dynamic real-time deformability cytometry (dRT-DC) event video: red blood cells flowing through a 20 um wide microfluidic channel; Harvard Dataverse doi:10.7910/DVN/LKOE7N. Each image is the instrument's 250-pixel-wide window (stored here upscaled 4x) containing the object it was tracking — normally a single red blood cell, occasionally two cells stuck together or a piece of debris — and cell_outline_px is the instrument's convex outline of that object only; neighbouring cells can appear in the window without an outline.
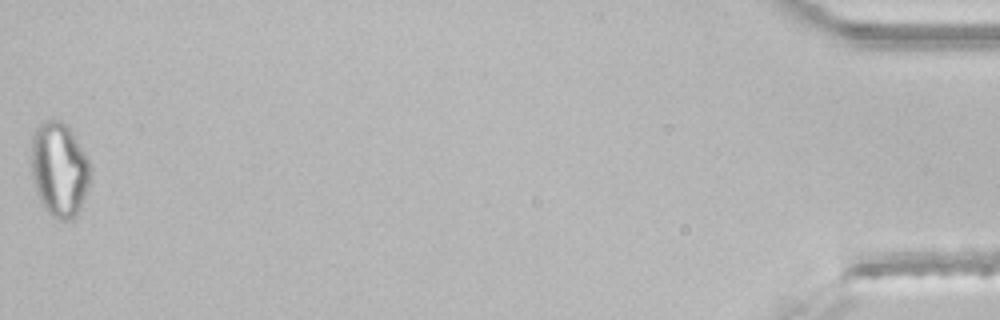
{"species": "common noctule bat (a hibernating species)", "species_latin": "Nyctalus noctula", "temperature_condition": "room temperature", "stored_images_in_passage": 45, "segment_of_instrument_passage": [2, 2], "camera_frame_rate_fps": 3000, "um_per_image_px": 0.085, "animal": {"sex": "male", "body_mass_g": 21.5, "forearm_length_mm": 52.0}, "frame": {"image": 1, "passage_image": 45, "time_ms": 14.667, "image_size_px": [1000, 320], "cell_outline_px": [[92, 164], [88, 184], [80, 208], [76, 216], [72, 220], [60, 220], [52, 216], [44, 208], [36, 192], [32, 180], [32, 140], [36, 128], [40, 124], [48, 120], [60, 120], [68, 124]], "centroid_in_image_um": [5.05, 14.39], "position_along_channel_um": 430.1, "area_um2": 32.66}}